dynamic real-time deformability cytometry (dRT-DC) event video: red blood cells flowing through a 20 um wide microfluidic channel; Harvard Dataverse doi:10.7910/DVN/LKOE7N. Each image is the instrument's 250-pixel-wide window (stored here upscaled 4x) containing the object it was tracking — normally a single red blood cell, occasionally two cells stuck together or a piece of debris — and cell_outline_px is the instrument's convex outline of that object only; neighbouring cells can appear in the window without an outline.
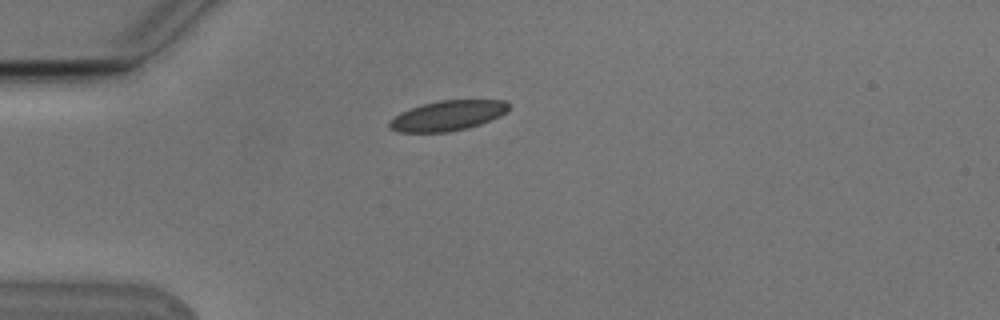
{"species": "Egyptian fruit bat (a non-hibernating species)", "species_latin": "Rousettus aegyptiacus", "temperature_condition": "cold", "stored_images_in_passage": 16, "segment_of_instrument_passage": [1, 2], "camera_frame_rate_fps": 3000, "um_per_image_px": 0.085, "animal": {"sex": "male"}, "frame": {"image": 1, "passage_image": 1, "time_ms": 0.0, "image_size_px": [1000, 320], "cell_outline_px": [[508, 108], [500, 116], [480, 124], [448, 132], [400, 132], [388, 128], [388, 120], [400, 112], [424, 104], [440, 100], [504, 100], [508, 104]], "centroid_in_image_um": [38.0, 9.83], "position_along_channel_um": 47.0, "area_um2": 20.69}}
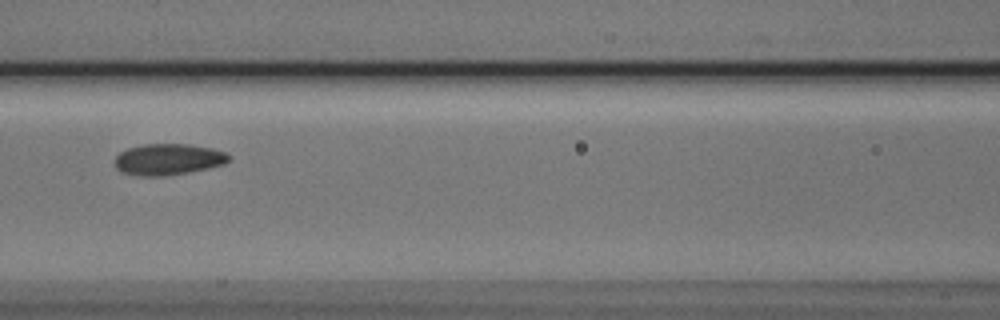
{"frame": {"image": 2, "passage_image": 11, "time_ms": 3.333, "image_size_px": [1000, 320], "cell_outline_px": [[228, 160], [224, 164], [208, 168], [160, 176], [144, 176], [120, 172], [116, 168], [112, 160], [120, 152], [128, 148], [144, 144], [192, 144], [212, 148], [228, 152]], "centroid_in_image_um": [14.26, 13.53], "position_along_channel_um": 152.3, "area_um2": 20.75}}
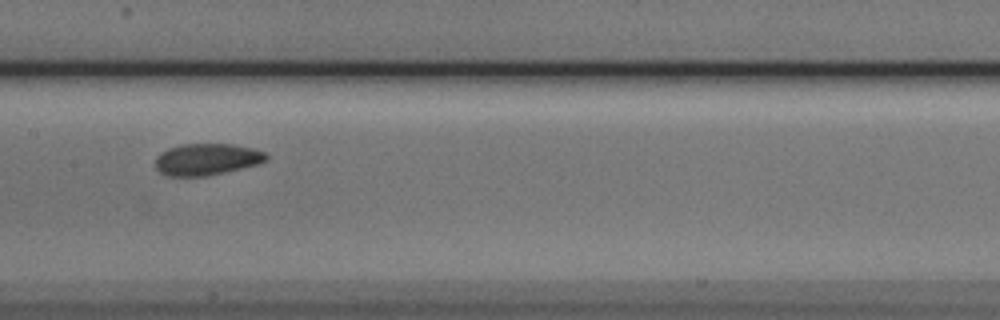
{"frame": {"image": 3, "passage_image": 14, "time_ms": 4.333, "image_size_px": [1000, 320], "cell_outline_px": [[268, 160], [260, 164], [208, 176], [164, 176], [156, 168], [156, 156], [160, 152], [168, 148], [184, 144], [232, 144], [252, 148], [264, 152], [268, 156]], "centroid_in_image_um": [17.58, 13.55], "position_along_channel_um": 189.8, "area_um2": 20.63}}